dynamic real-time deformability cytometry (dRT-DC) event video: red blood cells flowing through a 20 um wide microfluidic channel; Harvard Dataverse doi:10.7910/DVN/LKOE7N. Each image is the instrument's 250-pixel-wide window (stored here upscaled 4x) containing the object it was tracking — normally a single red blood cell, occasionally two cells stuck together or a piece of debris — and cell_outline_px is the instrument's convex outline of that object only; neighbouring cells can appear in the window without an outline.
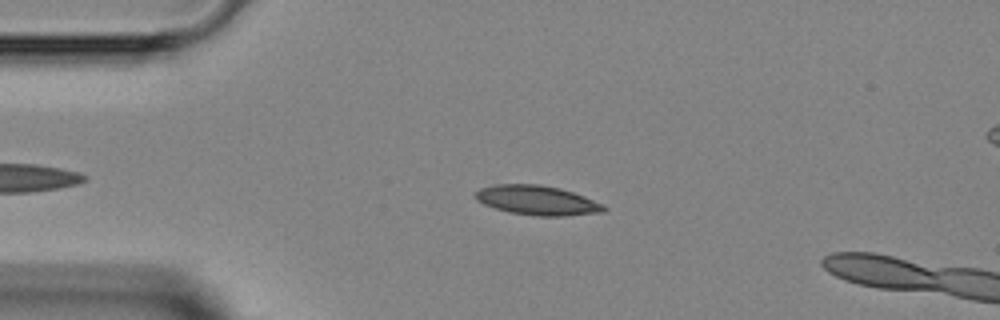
{"species": "Egyptian fruit bat (a non-hibernating species)", "species_latin": "Rousettus aegyptiacus", "temperature_condition": "room temperature", "stored_images_in_passage": 6, "camera_frame_rate_fps": 3000, "um_per_image_px": 0.085, "animal": {"sex": "female"}, "frame": {"image": 1, "passage_image": 3, "time_ms": 0.667, "image_size_px": [1000, 320], "cell_outline_px": [[608, 208], [604, 212], [564, 216], [536, 216], [508, 212], [484, 204], [476, 200], [472, 196], [480, 188], [496, 184], [540, 184], [560, 188], [584, 196], [604, 204]], "centroid_in_image_um": [45.66, 17.03], "position_along_channel_um": 39.3, "area_um2": 22.25}}